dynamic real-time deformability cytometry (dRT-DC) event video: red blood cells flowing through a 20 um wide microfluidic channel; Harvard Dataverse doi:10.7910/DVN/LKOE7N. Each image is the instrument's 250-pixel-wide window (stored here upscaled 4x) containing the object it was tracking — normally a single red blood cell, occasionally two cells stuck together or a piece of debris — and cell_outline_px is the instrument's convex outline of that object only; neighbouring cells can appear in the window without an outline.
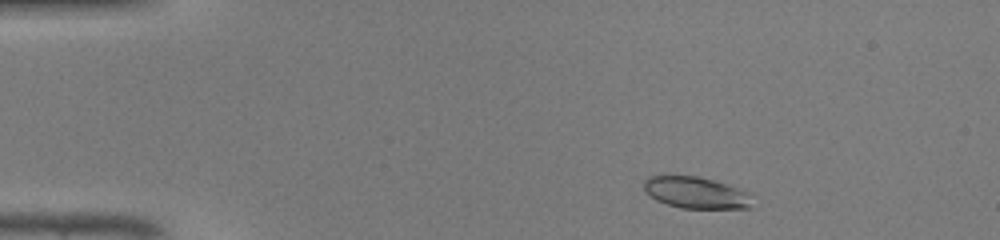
{"species": "common noctule bat (a hibernating species)", "species_latin": "Nyctalus noctula", "temperature_condition": "warm", "stored_images_in_passage": 43, "camera_frame_rate_fps": 3000, "um_per_image_px": 0.085, "animal": {"sex": "male", "body_mass_g": 19.0, "forearm_length_mm": 50.8}, "frame": {"image": 1, "passage_image": 3, "time_ms": 0.667, "image_size_px": [1000, 240], "cell_outline_px": [[756, 208], [680, 208], [656, 200], [644, 188], [644, 180], [648, 176], [696, 176], [712, 180], [736, 188], [744, 192], [748, 196]], "centroid_in_image_um": [59.14, 16.39], "position_along_channel_um": 25.9, "area_um2": 19.48}}
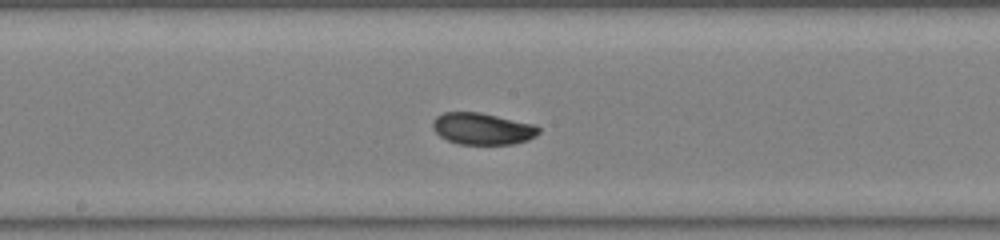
{"frame": {"image": 2, "passage_image": 21, "time_ms": 6.667, "image_size_px": [1000, 240], "cell_outline_px": [[540, 132], [536, 136], [528, 140], [512, 144], [460, 144], [448, 140], [440, 136], [432, 128], [432, 120], [436, 116], [444, 112], [480, 112], [536, 124], [540, 128]], "centroid_in_image_um": [41.02, 10.93], "position_along_channel_um": 207.2, "area_um2": 19.77}}
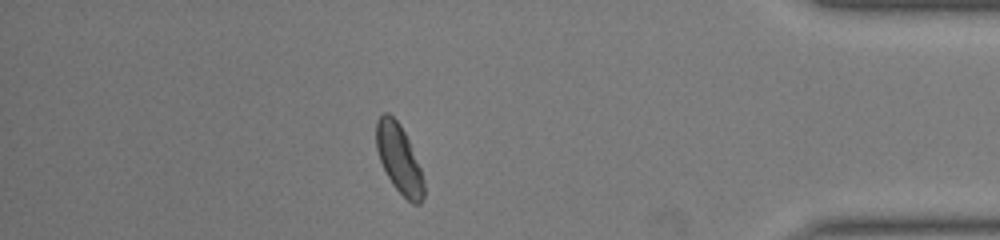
{"frame": {"image": 3, "passage_image": 37, "time_ms": 12.0, "image_size_px": [1000, 240], "cell_outline_px": [[424, 196], [420, 204], [412, 204], [392, 184], [380, 160], [376, 148], [376, 120], [384, 112], [388, 112], [400, 124], [408, 140], [420, 168], [424, 184]], "centroid_in_image_um": [33.91, 13.49], "position_along_channel_um": 401.3, "area_um2": 18.73}, "authors_computed_cell_mechanics": {"area_um2": 19.5364, "velocity_mm_per_s": 4.2814, "shape_relaxation_time_tau1_ms": 2.4841, "shape_relaxation_time_tau2_ms": 2.6149, "deformation_change_tau1": 0.1401, "deformation_change_tau2": 0.0548}}